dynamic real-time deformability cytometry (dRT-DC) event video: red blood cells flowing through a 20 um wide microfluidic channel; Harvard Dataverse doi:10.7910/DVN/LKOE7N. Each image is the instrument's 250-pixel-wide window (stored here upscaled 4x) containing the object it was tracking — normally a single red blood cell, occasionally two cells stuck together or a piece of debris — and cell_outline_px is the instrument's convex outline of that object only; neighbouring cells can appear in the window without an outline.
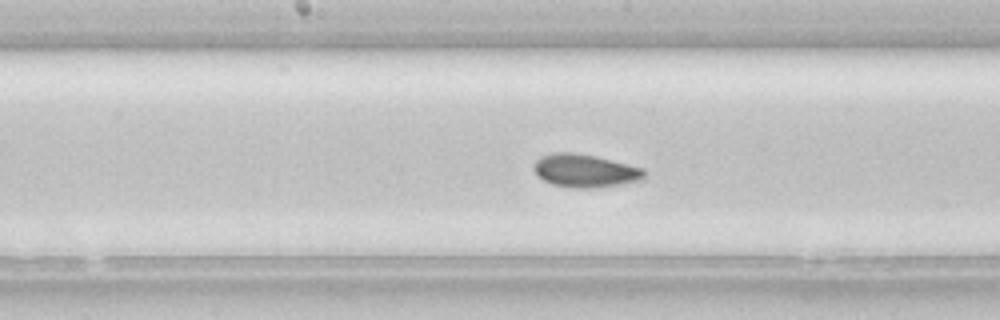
{"species": "common noctule bat (a hibernating species)", "species_latin": "Nyctalus noctula", "temperature_condition": "room temperature", "stored_images_in_passage": 36, "camera_frame_rate_fps": 3000, "um_per_image_px": 0.085, "animal": {"sex": "female", "body_mass_g": 22.7, "forearm_length_mm": 54.2}, "frame": {"image": 1, "passage_image": 11, "time_ms": 3.333, "image_size_px": [1000, 320], "cell_outline_px": [[644, 180], [592, 188], [572, 188], [552, 184], [544, 180], [532, 168], [532, 164], [540, 156], [552, 152], [572, 152], [596, 156], [644, 168]], "centroid_in_image_um": [49.7, 14.5], "position_along_channel_um": 198.5, "area_um2": 21.33}, "authors_computed_cell_mechanics": {"area_um2": 20.3745, "velocity_mm_per_s": 4.094, "shape_relaxation_time_tau1_ms": 3.1496, "shape_relaxation_time_tau2_ms": 1.5002, "deformation_change_tau1": 0.0854, "deformation_change_tau2": 0.034}}